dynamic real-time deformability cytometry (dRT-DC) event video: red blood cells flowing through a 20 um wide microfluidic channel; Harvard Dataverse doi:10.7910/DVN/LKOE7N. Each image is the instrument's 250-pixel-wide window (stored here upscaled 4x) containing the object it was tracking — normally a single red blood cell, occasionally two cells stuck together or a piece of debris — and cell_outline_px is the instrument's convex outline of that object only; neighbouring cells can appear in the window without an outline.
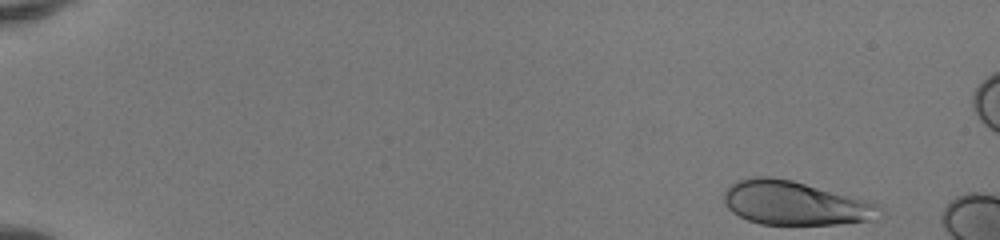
{"species": "human", "species_latin": "Homo sapiens", "temperature_condition": "room temperature", "stored_images_in_passage": 13, "camera_frame_rate_fps": 3000, "um_per_image_px": 0.085, "donor": {"sex": "female"}, "frame": {"image": 1, "passage_image": 1, "time_ms": 0.0, "image_size_px": [1000, 240], "cell_outline_px": [[880, 208], [868, 220], [836, 224], [760, 224], [748, 220], [732, 212], [728, 208], [724, 200], [724, 192], [736, 180], [752, 176], [772, 176], [792, 180], [872, 200]], "centroid_in_image_um": [67.51, 17.23], "position_along_channel_um": 17.5, "area_um2": 39.59}}